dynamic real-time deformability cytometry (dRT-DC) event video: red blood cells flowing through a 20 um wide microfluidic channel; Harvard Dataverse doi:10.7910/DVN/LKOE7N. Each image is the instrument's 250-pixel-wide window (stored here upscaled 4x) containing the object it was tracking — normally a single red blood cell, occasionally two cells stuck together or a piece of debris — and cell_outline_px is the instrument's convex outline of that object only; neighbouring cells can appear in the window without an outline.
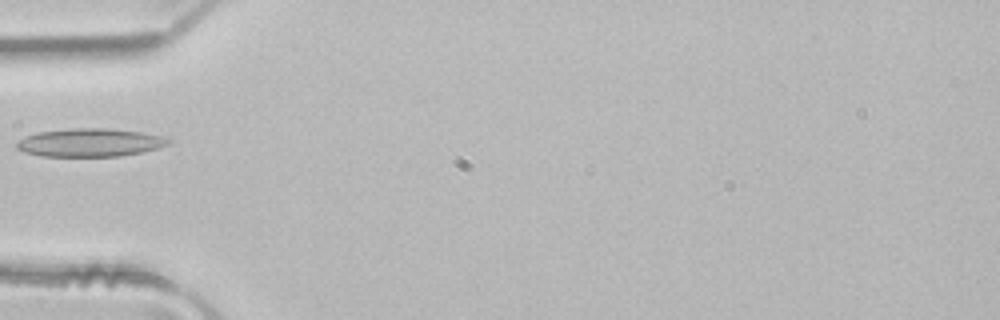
{"species": "common noctule bat (a hibernating species)", "species_latin": "Nyctalus noctula", "temperature_condition": "room temperature", "stored_images_in_passage": 3, "camera_frame_rate_fps": 3000, "um_per_image_px": 0.085, "animal": {"sex": "male", "body_mass_g": 21.5, "forearm_length_mm": 52.0}, "frame": {"image": 1, "passage_image": 3, "time_ms": 0.667, "image_size_px": [1000, 320], "cell_outline_px": [[172, 140], [168, 144], [156, 148], [140, 152], [120, 156], [40, 156], [24, 152], [16, 148], [16, 140], [24, 136], [36, 132], [68, 128], [108, 128], [140, 132], [160, 136]], "centroid_in_image_um": [7.55, 12.11], "position_along_channel_um": 77.4, "area_um2": 24.97}}